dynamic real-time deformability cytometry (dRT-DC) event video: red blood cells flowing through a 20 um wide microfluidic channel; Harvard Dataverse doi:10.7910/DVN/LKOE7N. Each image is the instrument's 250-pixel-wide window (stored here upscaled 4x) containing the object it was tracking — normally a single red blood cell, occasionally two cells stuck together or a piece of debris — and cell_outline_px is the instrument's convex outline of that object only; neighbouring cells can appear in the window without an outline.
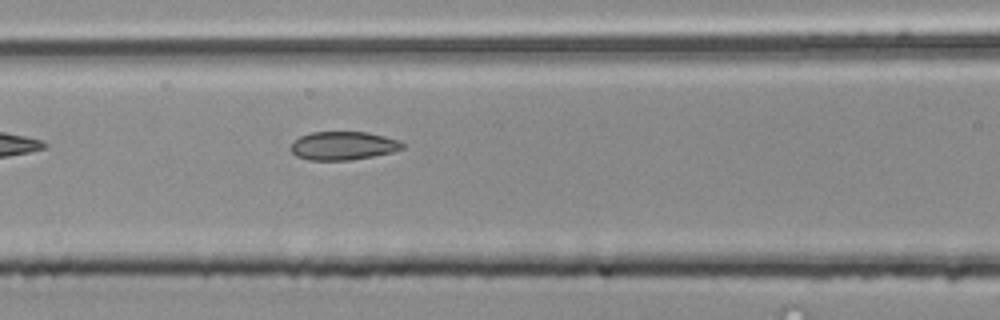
{"species": "common noctule bat (a hibernating species)", "species_latin": "Nyctalus noctula", "temperature_condition": "room temperature", "stored_images_in_passage": 5, "camera_frame_rate_fps": 3000, "um_per_image_px": 0.085, "animal": {"sex": "male", "body_mass_g": 20.4}, "frame": {"image": 1, "passage_image": 5, "time_ms": 1.333, "image_size_px": [1000, 320], "cell_outline_px": [[404, 148], [392, 152], [352, 160], [308, 160], [296, 156], [288, 148], [292, 140], [300, 136], [312, 132], [368, 132], [384, 136], [396, 140], [404, 144]], "centroid_in_image_um": [29.1, 12.39], "position_along_channel_um": 137.5, "area_um2": 18.61}}